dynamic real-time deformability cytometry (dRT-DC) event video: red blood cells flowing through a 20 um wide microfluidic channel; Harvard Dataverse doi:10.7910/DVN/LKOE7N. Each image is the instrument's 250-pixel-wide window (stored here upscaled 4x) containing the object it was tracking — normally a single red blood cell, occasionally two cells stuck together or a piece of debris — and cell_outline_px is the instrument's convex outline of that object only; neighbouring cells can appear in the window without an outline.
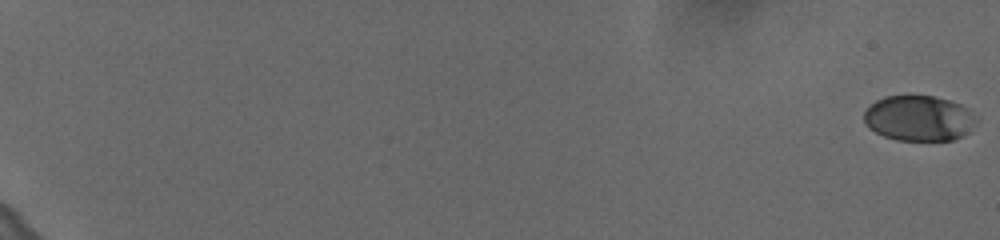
{"species": "human", "species_latin": "Homo sapiens", "temperature_condition": "cold", "stored_images_in_passage": 62, "camera_frame_rate_fps": 3000, "um_per_image_px": 0.085, "donor": {"sex": "female"}, "frame": {"image": 1, "passage_image": 1, "time_ms": 0.0, "image_size_px": [1000, 240], "cell_outline_px": [[976, 120], [968, 132], [952, 140], [896, 140], [884, 136], [868, 128], [864, 124], [864, 112], [876, 100], [884, 96], [936, 96], [960, 104], [968, 108], [976, 116]], "centroid_in_image_um": [78.09, 10.05], "position_along_channel_um": 6.9, "area_um2": 29.65}}
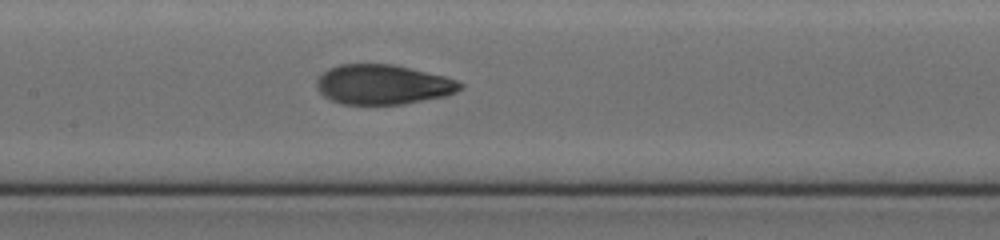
{"frame": {"image": 2, "passage_image": 35, "time_ms": 11.333, "image_size_px": [1000, 240], "cell_outline_px": [[464, 88], [456, 92], [444, 96], [404, 104], [340, 104], [324, 96], [316, 88], [316, 80], [328, 68], [340, 64], [392, 64], [444, 76], [456, 80], [464, 84]], "centroid_in_image_um": [32.54, 7.19], "position_along_channel_um": 174.9, "area_um2": 33.23}}
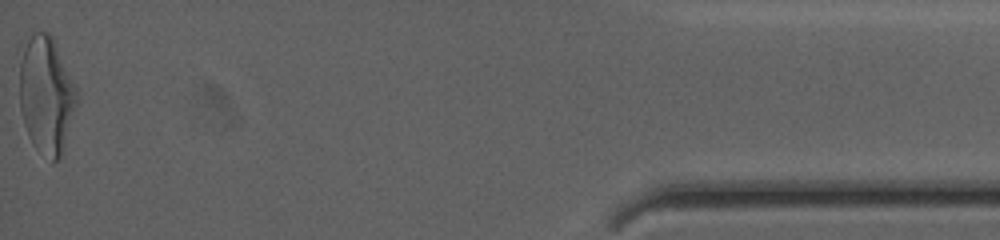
{"frame": {"image": 3, "passage_image": 62, "time_ms": 20.333, "image_size_px": [1000, 240], "cell_outline_px": [[80, 96], [60, 156], [56, 160], [52, 160], [36, 148], [32, 144], [28, 136], [24, 124], [20, 108], [20, 64], [28, 40], [36, 32], [48, 32], [52, 36]], "centroid_in_image_um": [3.95, 8.09], "position_along_channel_um": 431.2, "area_um2": 38.38}, "authors_computed_cell_mechanics": {"area_um2": 33.0327, "velocity_mm_per_s": 3.6257, "shape_relaxation_time_tau1_ms": 4.565, "shape_relaxation_time_tau2_ms": 1.1, "deformation_change_tau1": 0.1891, "deformation_change_tau2": 0.07}}